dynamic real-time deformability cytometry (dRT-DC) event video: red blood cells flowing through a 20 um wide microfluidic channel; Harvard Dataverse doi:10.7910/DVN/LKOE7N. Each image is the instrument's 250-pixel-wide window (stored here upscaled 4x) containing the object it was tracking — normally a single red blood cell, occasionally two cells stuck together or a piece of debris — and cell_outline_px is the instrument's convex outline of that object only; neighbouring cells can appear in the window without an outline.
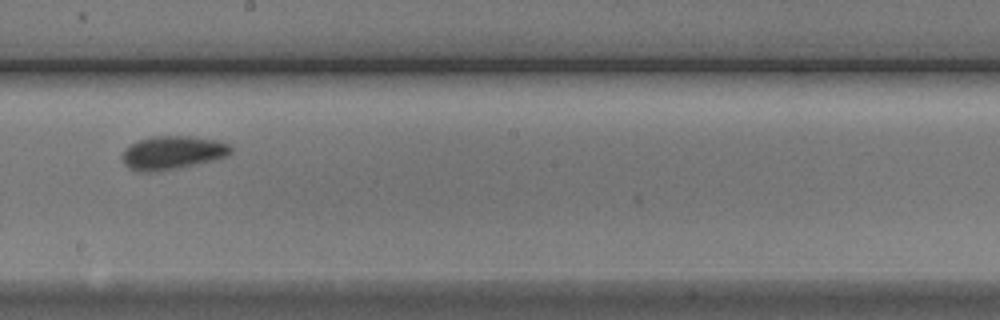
{"species": "Egyptian fruit bat (a non-hibernating species)", "species_latin": "Rousettus aegyptiacus", "temperature_condition": "cold", "stored_images_in_passage": 12, "camera_frame_rate_fps": 3000, "um_per_image_px": 0.085, "animal": {"sex": "male"}, "frame": {"image": 1, "passage_image": 6, "time_ms": 7.0, "image_size_px": [1000, 320], "cell_outline_px": [[232, 152], [228, 156], [216, 160], [180, 168], [156, 172], [136, 172], [128, 168], [120, 160], [120, 156], [124, 148], [140, 140], [152, 136], [192, 136], [220, 140], [228, 144], [232, 148]], "centroid_in_image_um": [14.65, 12.99], "position_along_channel_um": 233.5, "area_um2": 21.79}}
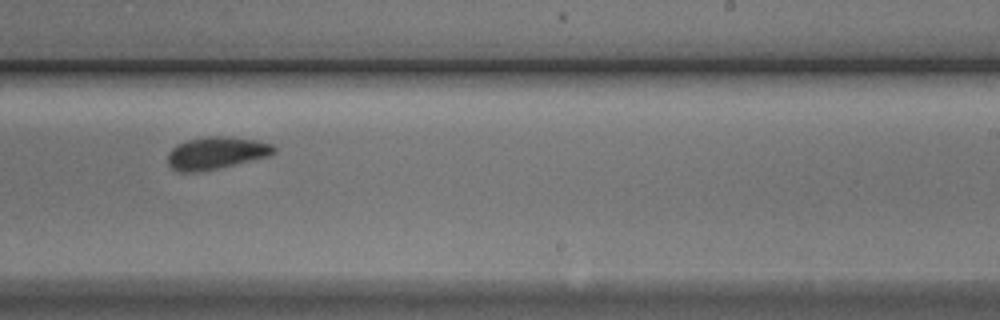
{"frame": {"image": 2, "passage_image": 7, "time_ms": 8.0, "image_size_px": [1000, 320], "cell_outline_px": [[276, 152], [268, 156], [236, 164], [196, 172], [180, 172], [172, 168], [168, 164], [168, 152], [176, 144], [188, 140], [208, 136], [232, 136], [256, 140], [272, 144], [276, 148]], "centroid_in_image_um": [18.38, 12.99], "position_along_channel_um": 270.6, "area_um2": 20.0}}
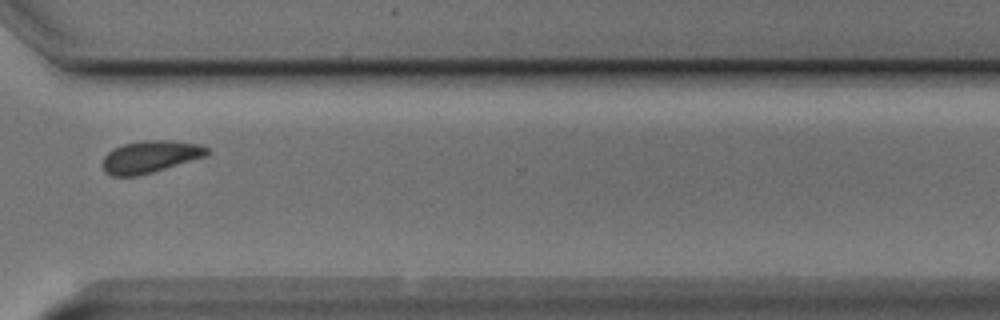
{"frame": {"image": 3, "passage_image": 9, "time_ms": 10.333, "image_size_px": [1000, 320], "cell_outline_px": [[212, 152], [208, 156], [152, 172], [136, 176], [112, 176], [104, 172], [104, 156], [108, 152], [124, 144], [144, 140], [172, 140], [200, 144], [208, 148]], "centroid_in_image_um": [12.84, 13.31], "position_along_channel_um": 357.8, "area_um2": 19.59}}